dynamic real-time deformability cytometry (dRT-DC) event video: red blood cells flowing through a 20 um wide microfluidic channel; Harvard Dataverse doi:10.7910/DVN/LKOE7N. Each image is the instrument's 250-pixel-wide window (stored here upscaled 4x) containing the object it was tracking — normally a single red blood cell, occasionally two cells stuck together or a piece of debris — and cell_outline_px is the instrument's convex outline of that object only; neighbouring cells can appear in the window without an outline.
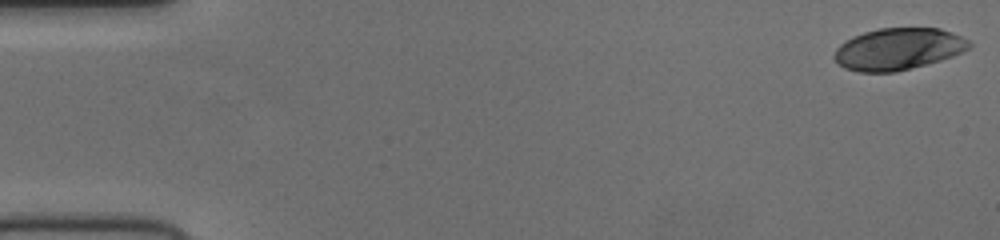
{"species": "human", "species_latin": "Homo sapiens", "temperature_condition": "cold", "stored_images_in_passage": 53, "camera_frame_rate_fps": 3000, "um_per_image_px": 0.085, "donor": {"sex": "female"}, "frame": {"image": 1, "passage_image": 1, "time_ms": 0.0, "image_size_px": [1000, 240], "cell_outline_px": [[972, 44], [968, 48], [952, 56], [940, 60], [896, 72], [856, 72], [844, 68], [836, 64], [832, 56], [836, 48], [840, 44], [852, 36], [864, 32], [880, 28], [940, 28], [952, 32], [968, 40]], "centroid_in_image_um": [76.28, 4.17], "position_along_channel_um": 8.7, "area_um2": 32.95}}
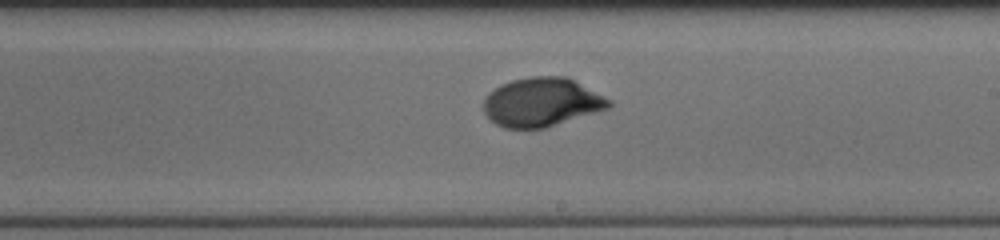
{"frame": {"image": 2, "passage_image": 31, "time_ms": 10.0, "image_size_px": [1000, 240], "cell_outline_px": [[612, 104], [608, 108], [596, 112], [544, 128], [504, 128], [496, 124], [484, 112], [484, 96], [488, 92], [500, 84], [512, 80], [532, 76], [568, 76], [612, 100]], "centroid_in_image_um": [46.04, 8.67], "position_along_channel_um": 243.0, "area_um2": 35.72}}
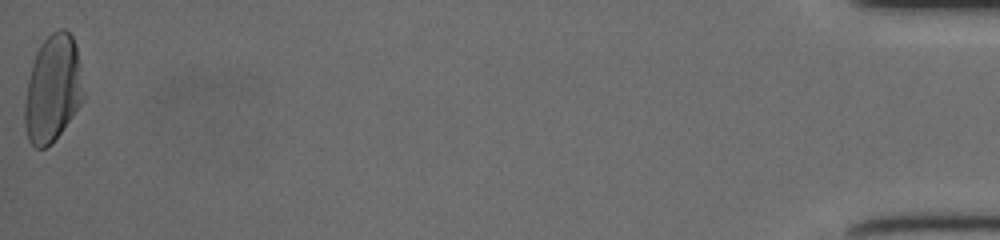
{"frame": {"image": 3, "passage_image": 53, "time_ms": 17.333, "image_size_px": [1000, 240], "cell_outline_px": [[84, 100], [52, 144], [44, 148], [36, 148], [28, 140], [24, 124], [24, 104], [28, 80], [32, 64], [36, 52], [40, 44], [52, 32], [60, 28], [64, 28], [72, 36], [76, 44], [80, 64], [84, 92]], "centroid_in_image_um": [4.49, 7.55], "position_along_channel_um": 430.7, "area_um2": 36.88}}